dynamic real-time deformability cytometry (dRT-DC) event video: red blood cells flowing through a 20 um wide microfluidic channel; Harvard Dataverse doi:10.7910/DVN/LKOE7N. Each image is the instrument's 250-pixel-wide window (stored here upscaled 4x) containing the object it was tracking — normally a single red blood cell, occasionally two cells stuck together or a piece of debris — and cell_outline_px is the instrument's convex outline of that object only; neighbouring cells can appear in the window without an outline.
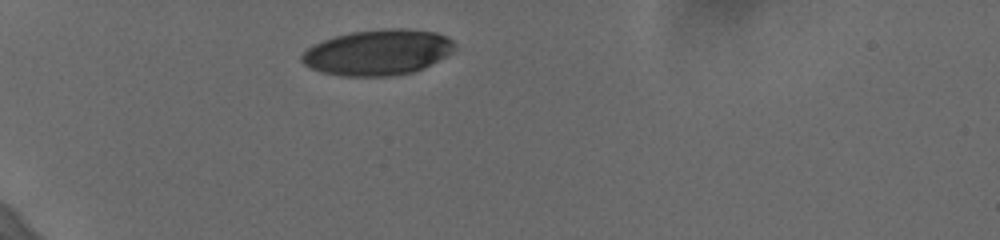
{"species": "human", "species_latin": "Homo sapiens", "temperature_condition": "cold", "stored_images_in_passage": 33, "camera_frame_rate_fps": 3000, "um_per_image_px": 0.085, "donor": {"sex": "female"}, "frame": {"image": 1, "passage_image": 1, "time_ms": 0.0, "image_size_px": [1000, 240], "cell_outline_px": [[456, 48], [452, 52], [424, 68], [412, 72], [392, 76], [340, 76], [320, 72], [304, 64], [300, 60], [300, 56], [308, 48], [324, 40], [336, 36], [352, 32], [384, 28], [400, 28], [436, 32], [448, 36], [456, 44]], "centroid_in_image_um": [32.14, 4.45], "position_along_channel_um": 52.9, "area_um2": 40.69}}
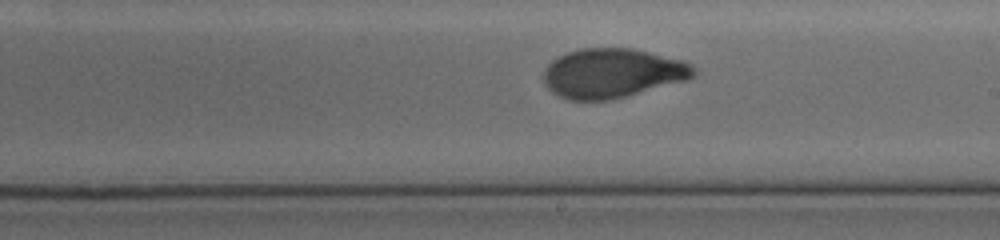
{"frame": {"image": 2, "passage_image": 19, "time_ms": 6.0, "image_size_px": [1000, 240], "cell_outline_px": [[696, 76], [688, 80], [608, 100], [572, 100], [560, 96], [552, 92], [544, 84], [544, 68], [552, 60], [568, 52], [580, 48], [632, 48], [684, 60], [692, 64], [696, 72]], "centroid_in_image_um": [52.07, 6.21], "position_along_channel_um": 236.9, "area_um2": 43.18}}
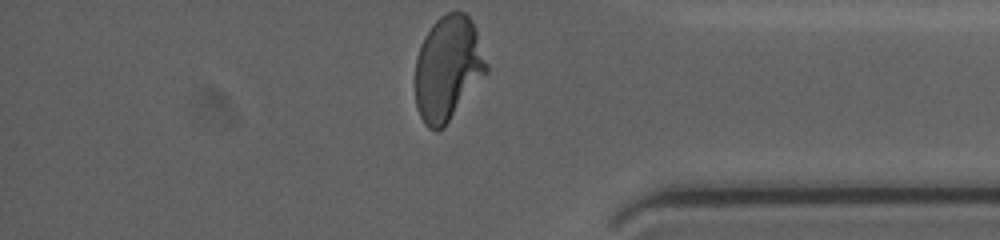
{"frame": {"image": 3, "passage_image": 33, "time_ms": 10.667, "image_size_px": [1000, 240], "cell_outline_px": [[488, 72], [444, 128], [436, 132], [428, 128], [424, 124], [416, 108], [416, 56], [420, 44], [424, 36], [432, 24], [440, 16], [448, 12], [464, 12], [472, 20], [476, 28], [488, 68]], "centroid_in_image_um": [38.07, 5.82], "position_along_channel_um": 397.1, "area_um2": 43.7}, "authors_computed_cell_mechanics": {"area_um2": 43.5812, "velocity_mm_per_s": 3.6532, "shape_relaxation_time_tau1_ms": 4.9156, "shape_relaxation_time_tau2_ms": 0.8092, "deformation_change_tau1": 0.1938, "deformation_change_tau2": 0.054}}